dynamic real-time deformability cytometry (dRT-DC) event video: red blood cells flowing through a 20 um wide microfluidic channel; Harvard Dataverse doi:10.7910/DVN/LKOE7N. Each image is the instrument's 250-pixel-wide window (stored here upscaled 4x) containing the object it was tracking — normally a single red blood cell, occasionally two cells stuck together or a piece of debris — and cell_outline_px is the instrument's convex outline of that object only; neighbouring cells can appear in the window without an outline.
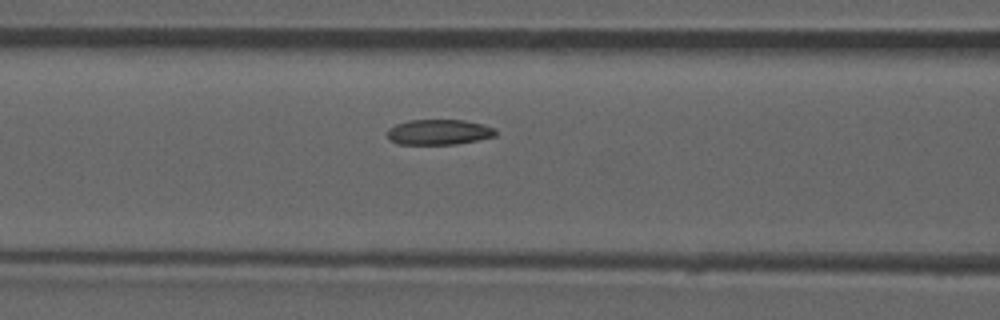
{"species": "common noctule bat (a hibernating species)", "species_latin": "Nyctalus noctula", "temperature_condition": "room temperature", "stored_images_in_passage": 41, "camera_frame_rate_fps": 3000, "um_per_image_px": 0.085, "animal": {"sex": "male", "forearm_length_mm": 52.5}, "frame": {"image": 1, "passage_image": 15, "time_ms": 4.667, "image_size_px": [1000, 320], "cell_outline_px": [[496, 136], [456, 144], [396, 144], [388, 140], [388, 128], [396, 124], [408, 120], [464, 120], [480, 124], [492, 128], [496, 132]], "centroid_in_image_um": [37.24, 11.23], "position_along_channel_um": 129.4, "area_um2": 15.9}}